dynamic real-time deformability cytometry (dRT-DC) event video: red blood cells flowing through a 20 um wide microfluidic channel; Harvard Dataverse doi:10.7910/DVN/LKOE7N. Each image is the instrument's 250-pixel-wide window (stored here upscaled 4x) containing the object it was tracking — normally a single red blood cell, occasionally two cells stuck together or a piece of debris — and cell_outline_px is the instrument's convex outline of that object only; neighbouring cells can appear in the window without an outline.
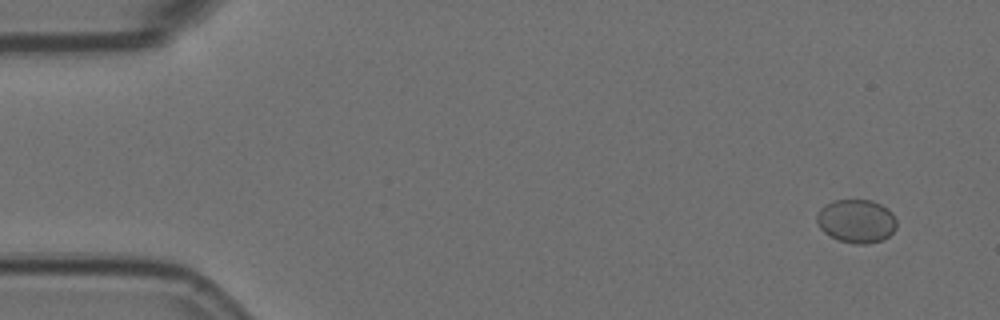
{"species": "Egyptian fruit bat (a non-hibernating species)", "species_latin": "Rousettus aegyptiacus", "temperature_condition": "room temperature", "stored_images_in_passage": 6, "camera_frame_rate_fps": 3000, "um_per_image_px": 0.085, "animal": {"sex": "female"}, "frame": {"image": 1, "passage_image": 1, "time_ms": 0.0, "image_size_px": [1000, 320], "cell_outline_px": [[896, 228], [888, 236], [880, 240], [868, 244], [856, 244], [840, 240], [824, 232], [820, 228], [816, 220], [816, 212], [824, 204], [832, 200], [872, 200], [888, 208], [892, 212], [896, 220]], "centroid_in_image_um": [72.78, 18.77], "position_along_channel_um": 12.2, "area_um2": 20.29}}
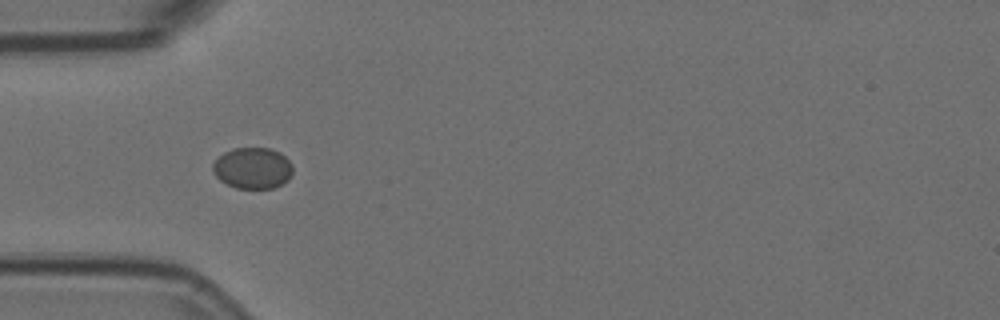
{"frame": {"image": 2, "passage_image": 5, "time_ms": 1.333, "image_size_px": [1000, 320], "cell_outline_px": [[292, 172], [288, 180], [272, 188], [236, 188], [220, 180], [212, 172], [212, 164], [224, 152], [232, 148], [272, 148], [280, 152], [292, 164]], "centroid_in_image_um": [21.47, 14.28], "position_along_channel_um": 63.5, "area_um2": 19.19}}
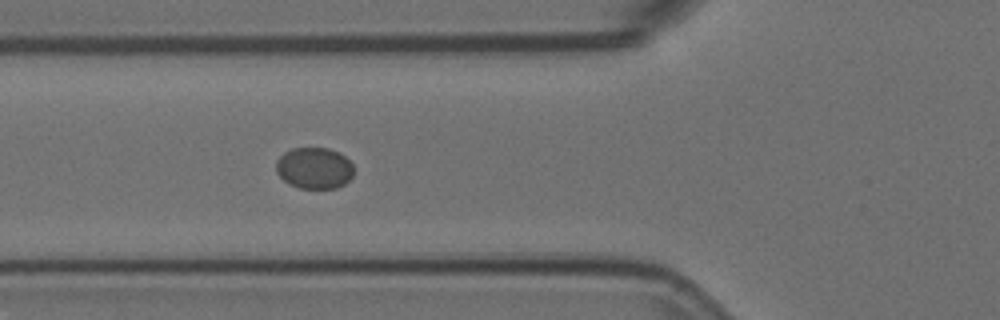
{"frame": {"image": 3, "passage_image": 6, "time_ms": 1.667, "image_size_px": [1000, 320], "cell_outline_px": [[352, 176], [344, 184], [336, 188], [300, 188], [288, 184], [276, 172], [276, 160], [284, 152], [292, 148], [328, 148], [340, 152], [352, 164]], "centroid_in_image_um": [26.69, 14.28], "position_along_channel_um": 99.1, "area_um2": 18.73}}